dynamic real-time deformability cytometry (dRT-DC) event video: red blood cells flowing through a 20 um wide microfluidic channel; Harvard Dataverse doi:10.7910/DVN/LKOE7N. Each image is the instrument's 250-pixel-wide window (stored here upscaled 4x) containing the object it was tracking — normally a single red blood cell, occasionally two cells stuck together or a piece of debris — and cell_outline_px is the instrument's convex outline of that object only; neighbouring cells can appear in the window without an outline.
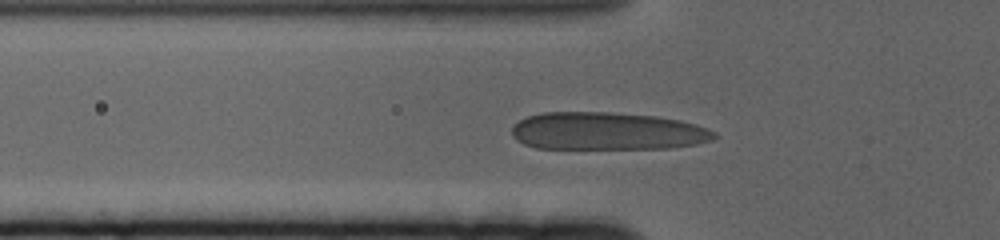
{"species": "human", "species_latin": "Homo sapiens", "temperature_condition": "cold", "stored_images_in_passage": 55, "camera_frame_rate_fps": 3000, "um_per_image_px": 0.085, "donor": {"sex": "female"}, "frame": {"image": 1, "passage_image": 18, "time_ms": 5.667, "image_size_px": [1000, 240], "cell_outline_px": [[720, 136], [712, 140], [696, 144], [672, 148], [536, 148], [524, 144], [516, 140], [512, 136], [512, 128], [520, 120], [528, 116], [544, 112], [608, 112], [656, 116], [680, 120], [696, 124], [708, 128], [716, 132]], "centroid_in_image_um": [51.65, 11.15], "position_along_channel_um": 74.1, "area_um2": 44.62}}
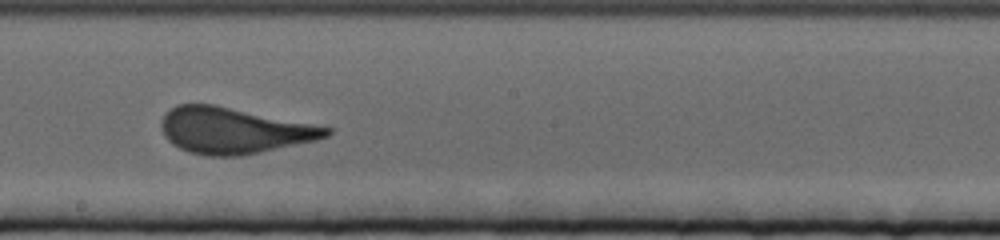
{"frame": {"image": 2, "passage_image": 32, "time_ms": 10.333, "image_size_px": [1000, 240], "cell_outline_px": [[332, 132], [328, 136], [316, 140], [260, 152], [240, 156], [204, 156], [188, 152], [172, 144], [164, 136], [160, 124], [160, 120], [176, 104], [216, 104], [332, 128]], "centroid_in_image_um": [19.84, 11.09], "position_along_channel_um": 228.4, "area_um2": 44.27}}
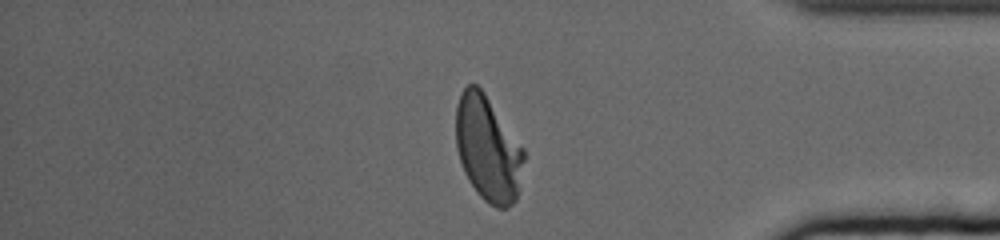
{"frame": {"image": 3, "passage_image": 49, "time_ms": 16.0, "image_size_px": [1000, 240], "cell_outline_px": [[524, 160], [516, 200], [508, 208], [496, 208], [488, 204], [480, 196], [468, 180], [464, 172], [456, 148], [456, 104], [460, 92], [468, 84], [476, 84], [484, 92], [524, 148]], "centroid_in_image_um": [41.46, 12.64], "position_along_channel_um": 393.7, "area_um2": 41.79}}